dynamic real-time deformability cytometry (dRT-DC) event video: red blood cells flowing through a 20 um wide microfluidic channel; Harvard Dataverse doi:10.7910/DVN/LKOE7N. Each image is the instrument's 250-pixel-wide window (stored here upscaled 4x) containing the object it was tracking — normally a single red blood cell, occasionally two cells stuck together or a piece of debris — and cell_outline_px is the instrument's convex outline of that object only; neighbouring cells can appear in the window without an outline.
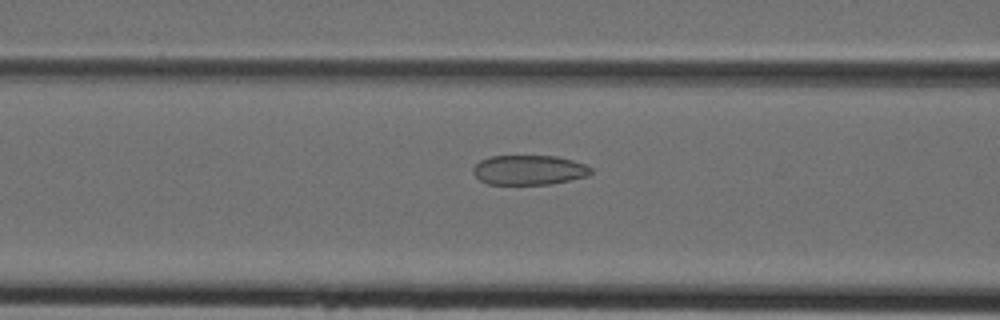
{"species": "Egyptian fruit bat (a non-hibernating species)", "species_latin": "Rousettus aegyptiacus", "temperature_condition": "cold", "stored_images_in_passage": 43, "camera_frame_rate_fps": 3000, "um_per_image_px": 0.085, "animal": {"sex": "female"}, "frame": {"image": 1, "passage_image": 17, "time_ms": 5.333, "image_size_px": [1000, 320], "cell_outline_px": [[592, 172], [588, 176], [552, 184], [488, 184], [480, 180], [472, 172], [472, 168], [480, 160], [492, 156], [556, 156], [572, 160], [584, 164], [592, 168]], "centroid_in_image_um": [44.97, 14.45], "position_along_channel_um": 121.6, "area_um2": 20.4}}
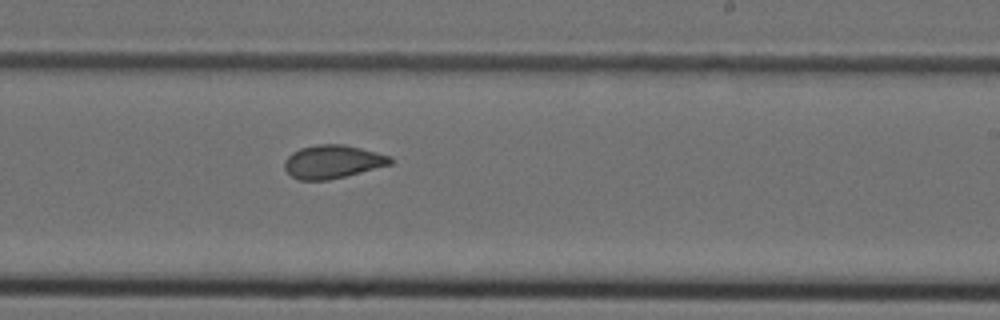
{"frame": {"image": 2, "passage_image": 26, "time_ms": 8.333, "image_size_px": [1000, 320], "cell_outline_px": [[392, 164], [328, 180], [300, 180], [292, 176], [284, 168], [284, 160], [292, 152], [300, 148], [316, 144], [344, 144], [392, 156]], "centroid_in_image_um": [28.26, 13.73], "position_along_channel_um": 260.7, "area_um2": 20.46}}
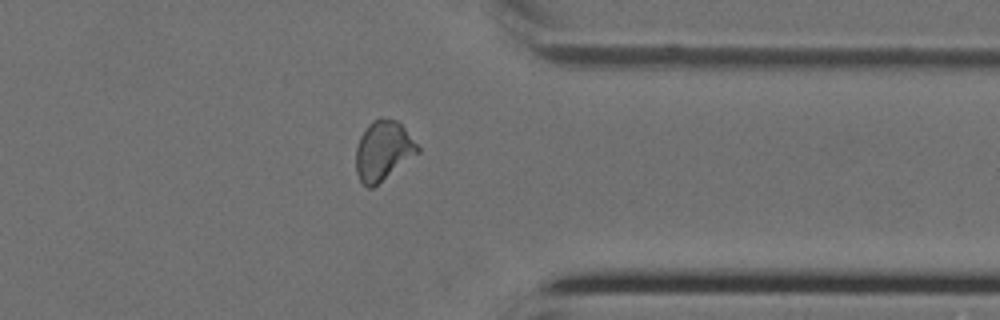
{"frame": {"image": 3, "passage_image": 34, "time_ms": 11.0, "image_size_px": [1000, 320], "cell_outline_px": [[420, 152], [372, 188], [368, 188], [360, 180], [356, 172], [356, 148], [360, 136], [368, 124], [372, 120], [380, 116], [396, 120], [404, 128], [420, 148]], "centroid_in_image_um": [32.56, 12.79], "position_along_channel_um": 378.8, "area_um2": 21.39}}